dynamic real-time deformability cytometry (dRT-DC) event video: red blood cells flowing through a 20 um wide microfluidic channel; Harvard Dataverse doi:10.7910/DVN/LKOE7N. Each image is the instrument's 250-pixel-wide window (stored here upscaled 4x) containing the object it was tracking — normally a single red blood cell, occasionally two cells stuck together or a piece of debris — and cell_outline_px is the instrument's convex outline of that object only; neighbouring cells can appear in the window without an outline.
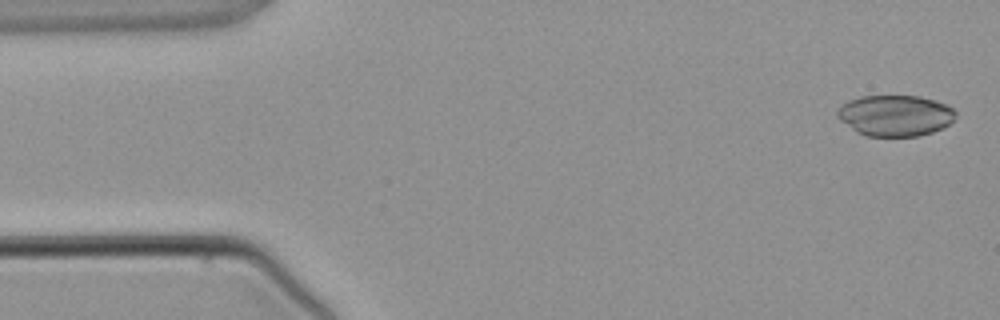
{"species": "common noctule bat (a hibernating species)", "species_latin": "Nyctalus noctula", "temperature_condition": "warm", "stored_images_in_passage": 5, "camera_frame_rate_fps": 3000, "um_per_image_px": 0.085, "animal": {"sex": "male", "body_mass_g": 21.5, "forearm_length_mm": 52.0}, "frame": {"image": 1, "passage_image": 1, "time_ms": 0.0, "image_size_px": [1000, 320], "cell_outline_px": [[956, 116], [948, 124], [932, 132], [916, 136], [864, 136], [856, 132], [840, 120], [836, 116], [836, 112], [848, 100], [860, 96], [920, 96], [936, 100], [948, 104], [956, 112]], "centroid_in_image_um": [76.08, 9.81], "position_along_channel_um": 8.9, "area_um2": 28.32}}